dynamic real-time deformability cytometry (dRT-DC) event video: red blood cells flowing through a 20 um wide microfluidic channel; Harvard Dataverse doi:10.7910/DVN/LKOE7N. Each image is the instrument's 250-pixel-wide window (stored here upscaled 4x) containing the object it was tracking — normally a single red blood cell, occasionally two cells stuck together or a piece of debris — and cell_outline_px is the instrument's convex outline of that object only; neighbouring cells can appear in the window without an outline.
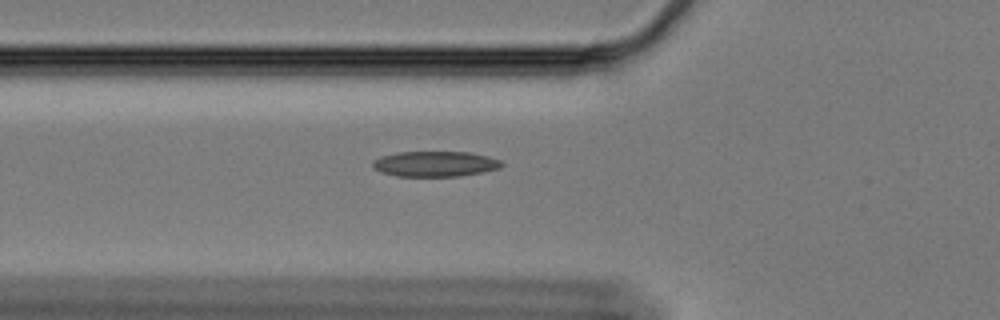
{"species": "Egyptian fruit bat (a non-hibernating species)", "species_latin": "Rousettus aegyptiacus", "temperature_condition": "cold", "stored_images_in_passage": 37, "camera_frame_rate_fps": 3000, "um_per_image_px": 0.085, "animal": {"sex": "female"}, "frame": {"image": 1, "passage_image": 2, "time_ms": 0.333, "image_size_px": [1000, 320], "cell_outline_px": [[504, 164], [500, 168], [460, 176], [396, 176], [380, 172], [372, 168], [372, 160], [380, 156], [396, 152], [468, 152], [488, 156], [500, 160]], "centroid_in_image_um": [36.93, 13.93], "position_along_channel_um": 88.9, "area_um2": 19.19}}
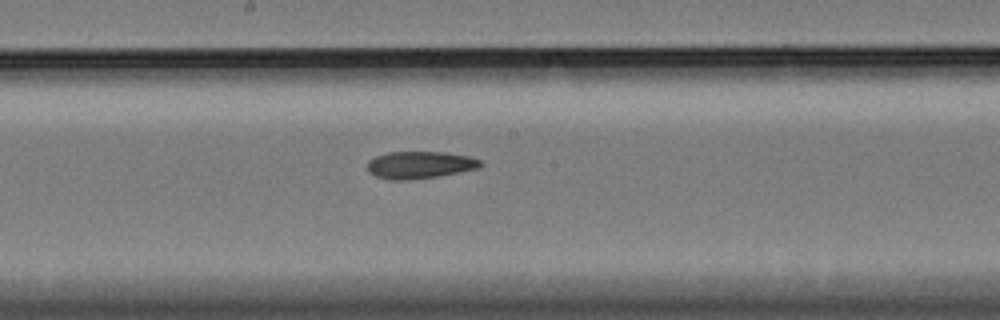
{"frame": {"image": 2, "passage_image": 13, "time_ms": 4.0, "image_size_px": [1000, 320], "cell_outline_px": [[484, 164], [480, 168], [440, 176], [408, 180], [388, 180], [376, 176], [368, 172], [368, 160], [376, 156], [388, 152], [444, 152], [468, 156], [480, 160]], "centroid_in_image_um": [35.69, 14.02], "position_along_channel_um": 212.5, "area_um2": 18.09}}
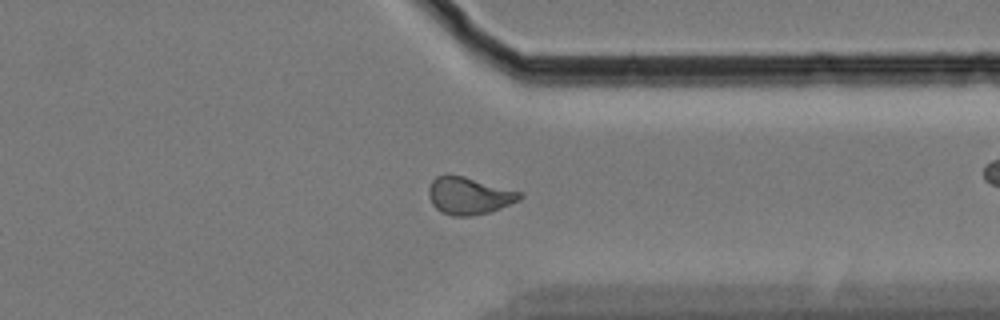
{"frame": {"image": 3, "passage_image": 23, "time_ms": 7.333, "image_size_px": [1000, 320], "cell_outline_px": [[524, 196], [520, 200], [500, 208], [488, 212], [468, 216], [452, 216], [436, 208], [432, 204], [428, 196], [428, 188], [432, 180], [436, 176], [464, 176], [524, 192]], "centroid_in_image_um": [39.9, 16.63], "position_along_channel_um": 371.5, "area_um2": 19.71}}